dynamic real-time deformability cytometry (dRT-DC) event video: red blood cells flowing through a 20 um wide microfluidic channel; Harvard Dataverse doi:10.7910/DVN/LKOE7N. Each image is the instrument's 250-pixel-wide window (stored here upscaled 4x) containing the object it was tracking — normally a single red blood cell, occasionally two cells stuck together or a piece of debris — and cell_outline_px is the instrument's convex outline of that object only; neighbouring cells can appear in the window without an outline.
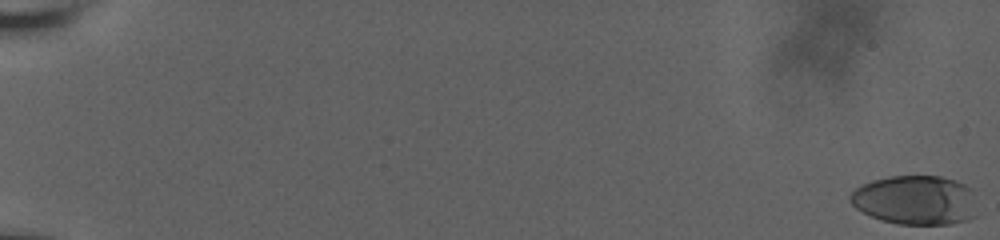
{"species": "human", "species_latin": "Homo sapiens", "temperature_condition": "room temperature", "stored_images_in_passage": 18, "camera_frame_rate_fps": 3000, "um_per_image_px": 0.085, "donor": {"sex": "male"}, "frame": {"image": 1, "passage_image": 1, "time_ms": 0.0, "image_size_px": [1000, 240], "cell_outline_px": [[976, 216], [968, 220], [948, 224], [900, 224], [880, 220], [856, 208], [848, 200], [848, 196], [856, 188], [872, 180], [888, 176], [940, 176], [956, 180], [972, 188]], "centroid_in_image_um": [77.81, 17.0], "position_along_channel_um": 7.2, "area_um2": 36.59}}
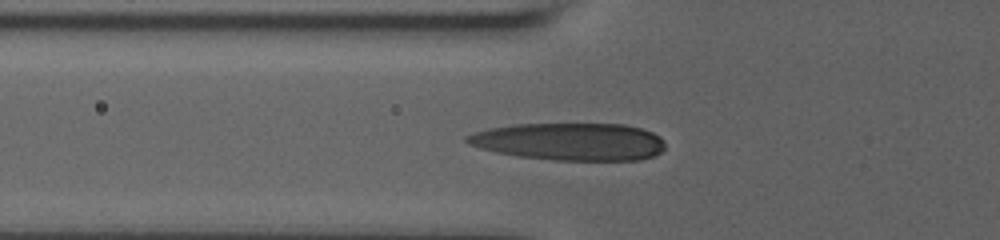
{"frame": {"image": 2, "passage_image": 16, "time_ms": 8.333, "image_size_px": [1000, 240], "cell_outline_px": [[664, 148], [660, 152], [652, 156], [640, 160], [552, 160], [520, 156], [496, 152], [480, 148], [468, 144], [464, 140], [464, 136], [488, 128], [512, 124], [624, 124], [640, 128], [652, 132], [660, 136], [664, 140]], "centroid_in_image_um": [48.42, 12.03], "position_along_channel_um": 77.4, "area_um2": 43.35}}
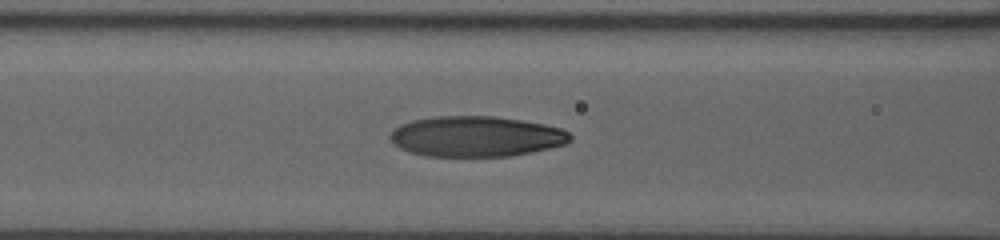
{"frame": {"image": 3, "passage_image": 18, "time_ms": 9.667, "image_size_px": [1000, 240], "cell_outline_px": [[572, 140], [564, 144], [532, 152], [512, 156], [424, 156], [408, 152], [392, 144], [388, 136], [392, 128], [400, 124], [412, 120], [436, 116], [496, 116], [544, 124], [560, 128], [568, 132], [572, 136]], "centroid_in_image_um": [40.41, 11.6], "position_along_channel_um": 126.2, "area_um2": 42.83}}